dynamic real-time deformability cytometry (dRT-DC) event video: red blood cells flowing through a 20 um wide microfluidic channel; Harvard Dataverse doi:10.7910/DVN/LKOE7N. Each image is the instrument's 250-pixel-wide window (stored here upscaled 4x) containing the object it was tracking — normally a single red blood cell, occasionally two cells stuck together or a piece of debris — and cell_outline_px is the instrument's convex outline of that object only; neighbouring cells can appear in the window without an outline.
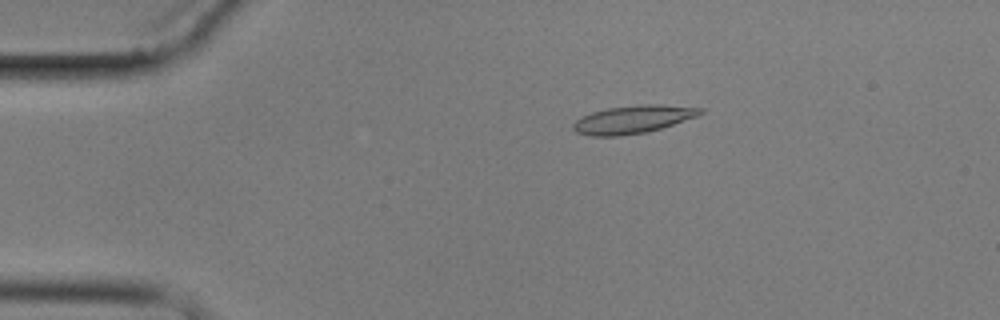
{"species": "common noctule bat (a hibernating species)", "species_latin": "Nyctalus noctula", "temperature_condition": "cold", "stored_images_in_passage": 2, "camera_frame_rate_fps": 3000, "um_per_image_px": 0.085, "animal": {"sex": "male", "body_mass_g": 17.9}, "frame": {"image": 1, "passage_image": 1, "time_ms": 0.0, "image_size_px": [1000, 320], "cell_outline_px": [[704, 112], [696, 116], [648, 132], [620, 136], [592, 136], [576, 132], [572, 128], [572, 124], [576, 120], [592, 112], [608, 108], [648, 104], [660, 104], [704, 108]], "centroid_in_image_um": [53.79, 10.15], "position_along_channel_um": 31.2, "area_um2": 20.46}}